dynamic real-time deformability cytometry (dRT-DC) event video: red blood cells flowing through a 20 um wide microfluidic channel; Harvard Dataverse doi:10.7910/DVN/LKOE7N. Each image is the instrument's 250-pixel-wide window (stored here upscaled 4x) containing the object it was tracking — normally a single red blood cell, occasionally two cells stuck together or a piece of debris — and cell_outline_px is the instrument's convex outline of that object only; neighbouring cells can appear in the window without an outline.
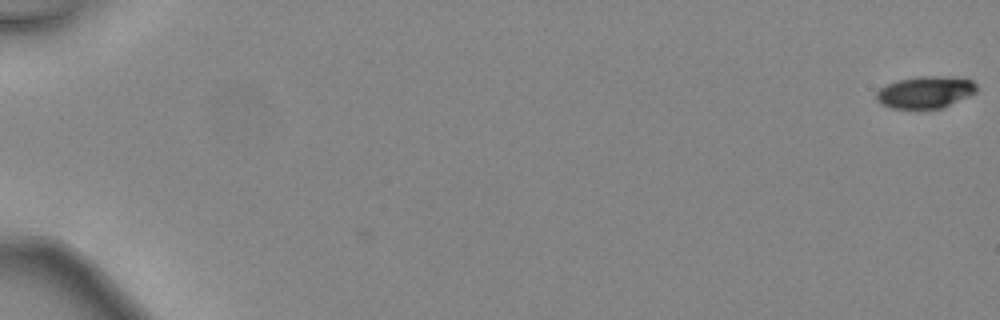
{"species": "common noctule bat (a hibernating species)", "species_latin": "Nyctalus noctula", "temperature_condition": "warm", "stored_images_in_passage": 3, "camera_frame_rate_fps": 3000, "um_per_image_px": 0.085, "animal": {"sex": "female", "body_mass_g": 24.6, "forearm_length_mm": 56.2}, "frame": {"image": 1, "passage_image": 1, "time_ms": 0.0, "image_size_px": [1000, 320], "cell_outline_px": [[976, 92], [968, 96], [940, 108], [892, 108], [880, 104], [876, 100], [876, 92], [884, 84], [896, 80], [920, 76], [936, 76], [972, 80], [976, 84]], "centroid_in_image_um": [78.58, 7.83], "position_along_channel_um": 6.4, "area_um2": 18.5}}